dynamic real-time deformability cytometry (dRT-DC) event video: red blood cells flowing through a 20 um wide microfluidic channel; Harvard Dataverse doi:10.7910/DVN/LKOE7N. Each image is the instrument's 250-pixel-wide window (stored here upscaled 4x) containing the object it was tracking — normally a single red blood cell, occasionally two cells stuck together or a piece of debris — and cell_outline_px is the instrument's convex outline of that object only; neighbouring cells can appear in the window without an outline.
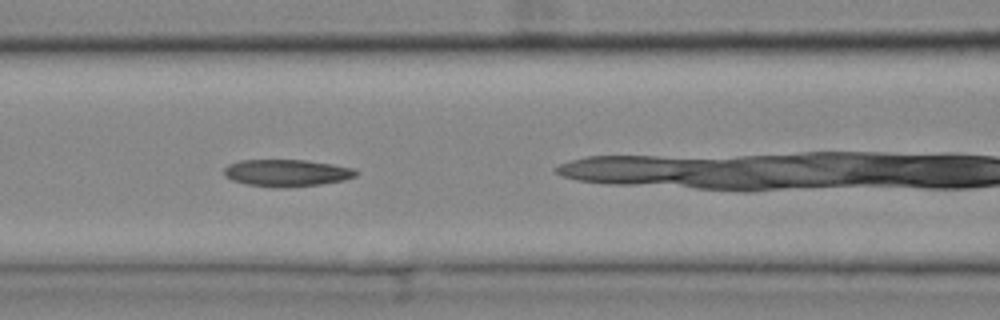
{"species": "common noctule bat (a hibernating species)", "species_latin": "Nyctalus noctula", "temperature_condition": "cold", "stored_images_in_passage": 27, "camera_frame_rate_fps": 3000, "um_per_image_px": 0.085, "animal": {"sex": "female", "body_mass_g": 25.1}, "frame": {"image": 1, "passage_image": 6, "time_ms": 1.667, "image_size_px": [1000, 320], "cell_outline_px": [[360, 172], [356, 176], [344, 180], [320, 184], [288, 188], [280, 188], [244, 184], [232, 180], [224, 176], [224, 168], [228, 164], [240, 160], [304, 160], [332, 164], [356, 168]], "centroid_in_image_um": [24.38, 14.7], "position_along_channel_um": 142.2, "area_um2": 21.04}}
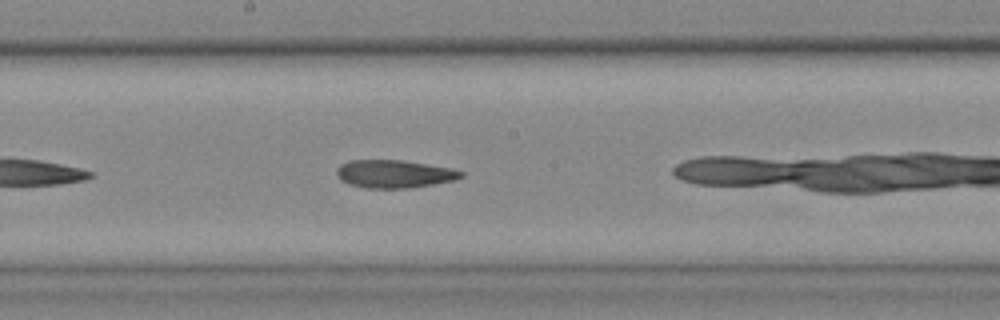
{"frame": {"image": 2, "passage_image": 12, "time_ms": 3.667, "image_size_px": [1000, 320], "cell_outline_px": [[464, 176], [456, 180], [408, 188], [368, 188], [348, 184], [340, 180], [336, 176], [336, 168], [340, 164], [348, 160], [400, 160], [452, 168], [464, 172]], "centroid_in_image_um": [33.48, 14.78], "position_along_channel_um": 214.7, "area_um2": 20.35}}
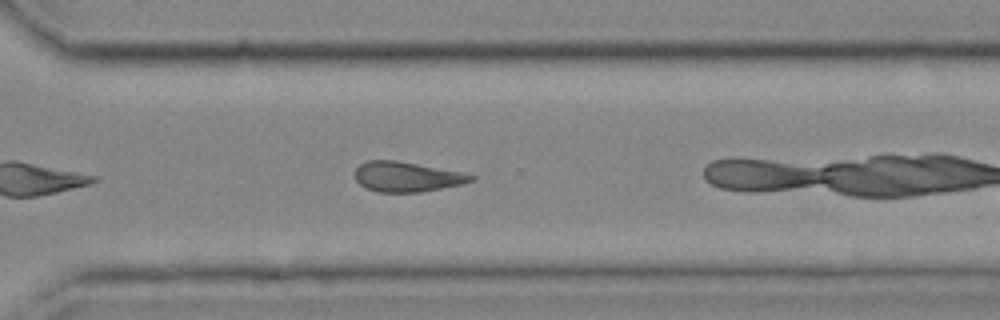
{"frame": {"image": 3, "passage_image": 22, "time_ms": 7.0, "image_size_px": [1000, 320], "cell_outline_px": [[476, 180], [464, 184], [420, 192], [376, 192], [360, 184], [356, 180], [356, 168], [360, 164], [368, 160], [396, 160], [464, 172], [476, 176]], "centroid_in_image_um": [34.64, 15.02], "position_along_channel_um": 336.0, "area_um2": 20.4}}